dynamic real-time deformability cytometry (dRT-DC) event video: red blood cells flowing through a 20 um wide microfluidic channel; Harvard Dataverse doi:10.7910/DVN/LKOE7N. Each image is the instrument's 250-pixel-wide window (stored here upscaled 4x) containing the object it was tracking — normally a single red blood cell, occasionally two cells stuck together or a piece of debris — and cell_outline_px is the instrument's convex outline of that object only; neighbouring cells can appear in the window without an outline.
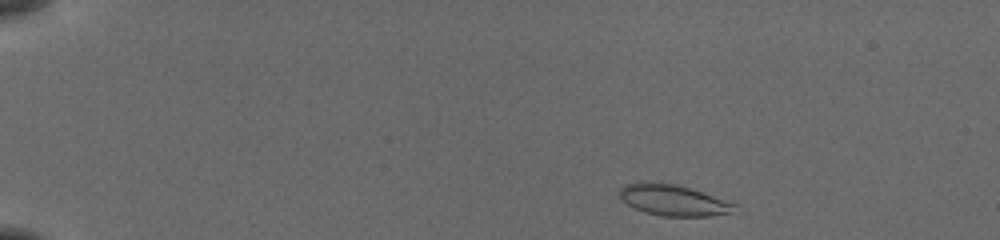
{"species": "common noctule bat (a hibernating species)", "species_latin": "Nyctalus noctula", "temperature_condition": "cold", "stored_images_in_passage": 47, "camera_frame_rate_fps": 3000, "um_per_image_px": 0.085, "animal": {"sex": "female", "body_mass_g": 19.5, "forearm_length_mm": 54.1}, "frame": {"image": 1, "passage_image": 2, "time_ms": 0.333, "image_size_px": [1000, 240], "cell_outline_px": [[736, 204], [728, 212], [712, 216], [660, 216], [636, 208], [620, 200], [616, 196], [620, 188], [624, 184], [640, 180], [676, 184]], "centroid_in_image_um": [57.07, 16.98], "position_along_channel_um": 27.9, "area_um2": 20.58}}
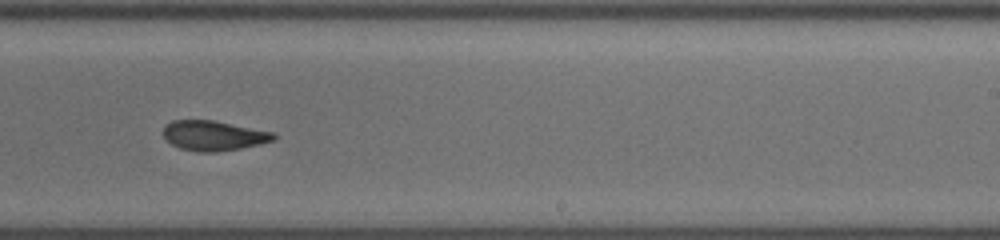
{"frame": {"image": 2, "passage_image": 29, "time_ms": 9.333, "image_size_px": [1000, 240], "cell_outline_px": [[276, 140], [260, 144], [240, 148], [216, 152], [196, 152], [180, 148], [172, 144], [164, 136], [164, 124], [172, 120], [212, 120], [272, 132], [276, 136]], "centroid_in_image_um": [18.14, 11.53], "position_along_channel_um": 270.9, "area_um2": 19.13}}
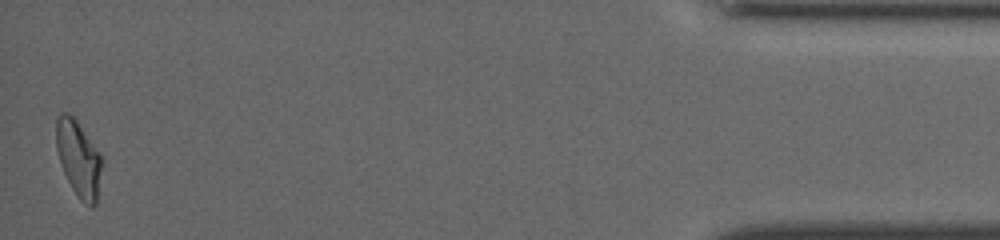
{"frame": {"image": 3, "passage_image": 47, "time_ms": 15.333, "image_size_px": [1000, 240], "cell_outline_px": [[104, 160], [96, 204], [92, 208], [84, 204], [80, 200], [72, 188], [60, 164], [56, 148], [56, 116], [60, 112], [68, 112], [76, 120], [100, 152]], "centroid_in_image_um": [6.7, 13.49], "position_along_channel_um": 428.5, "area_um2": 20.63}, "authors_computed_cell_mechanics": {"area_um2": 20.1144, "velocity_mm_per_s": 3.8532, "shape_relaxation_time_tau1_ms": 6.5572, "shape_relaxation_time_tau2_ms": 2.4117, "deformation_change_tau1": 0.161, "deformation_change_tau2": 0.0816}}